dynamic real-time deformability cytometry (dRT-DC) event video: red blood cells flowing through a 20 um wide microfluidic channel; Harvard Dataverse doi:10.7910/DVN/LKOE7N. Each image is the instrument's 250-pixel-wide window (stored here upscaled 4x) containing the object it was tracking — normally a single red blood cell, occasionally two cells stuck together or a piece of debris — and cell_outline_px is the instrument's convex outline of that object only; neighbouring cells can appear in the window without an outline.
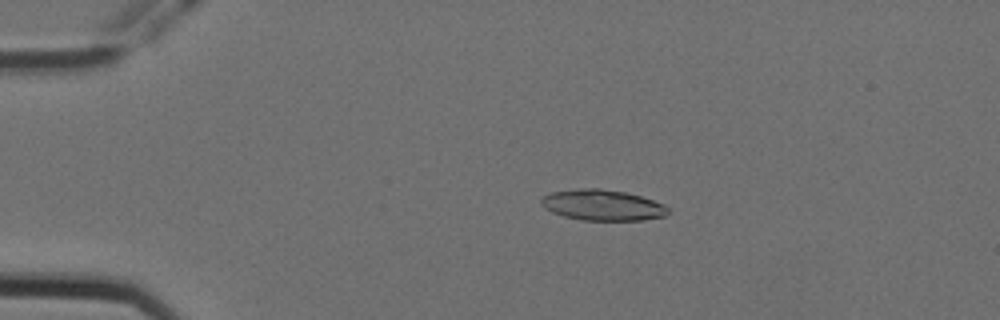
{"species": "Egyptian fruit bat (a non-hibernating species)", "species_latin": "Rousettus aegyptiacus", "temperature_condition": "cold", "stored_images_in_passage": 57, "camera_frame_rate_fps": 3000, "um_per_image_px": 0.085, "animal": {"sex": "female"}, "frame": {"image": 1, "passage_image": 12, "time_ms": 3.667, "image_size_px": [1000, 320], "cell_outline_px": [[668, 216], [644, 220], [580, 220], [564, 216], [552, 212], [544, 208], [540, 204], [540, 200], [544, 196], [552, 192], [580, 188], [600, 188], [624, 192], [640, 196], [664, 204], [668, 208]], "centroid_in_image_um": [51.21, 17.44], "position_along_channel_um": 33.8, "area_um2": 22.83}}
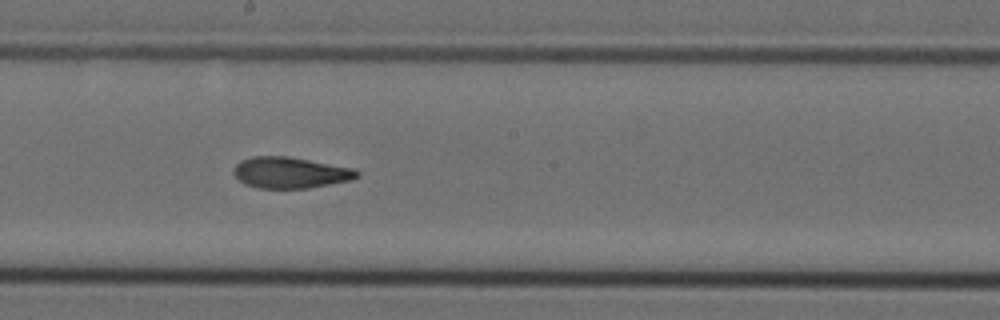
{"frame": {"image": 2, "passage_image": 32, "time_ms": 10.333, "image_size_px": [1000, 320], "cell_outline_px": [[360, 176], [352, 180], [308, 188], [256, 188], [244, 184], [232, 172], [236, 164], [240, 160], [252, 156], [288, 156], [356, 168], [360, 172]], "centroid_in_image_um": [24.7, 14.67], "position_along_channel_um": 223.5, "area_um2": 22.66}}
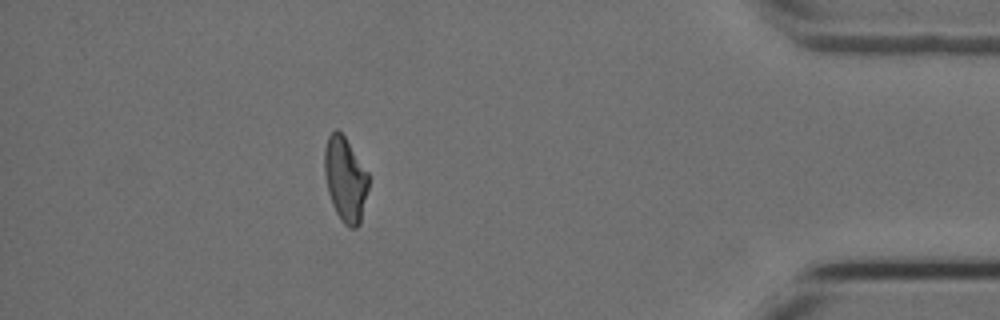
{"frame": {"image": 3, "passage_image": 51, "time_ms": 16.667, "image_size_px": [1000, 320], "cell_outline_px": [[368, 188], [360, 224], [356, 228], [348, 228], [340, 220], [332, 204], [328, 192], [324, 172], [324, 148], [328, 136], [336, 128], [344, 136], [368, 172]], "centroid_in_image_um": [29.34, 15.26], "position_along_channel_um": 405.9, "area_um2": 21.73}, "authors_computed_cell_mechanics": {"area_um2": 22.542, "velocity_mm_per_s": 3.5699, "shape_relaxation_time_tau1_ms": null, "shape_relaxation_time_tau2_ms": 2.9638, "deformation_change_tau1": null, "deformation_change_tau2": 0.1045}}